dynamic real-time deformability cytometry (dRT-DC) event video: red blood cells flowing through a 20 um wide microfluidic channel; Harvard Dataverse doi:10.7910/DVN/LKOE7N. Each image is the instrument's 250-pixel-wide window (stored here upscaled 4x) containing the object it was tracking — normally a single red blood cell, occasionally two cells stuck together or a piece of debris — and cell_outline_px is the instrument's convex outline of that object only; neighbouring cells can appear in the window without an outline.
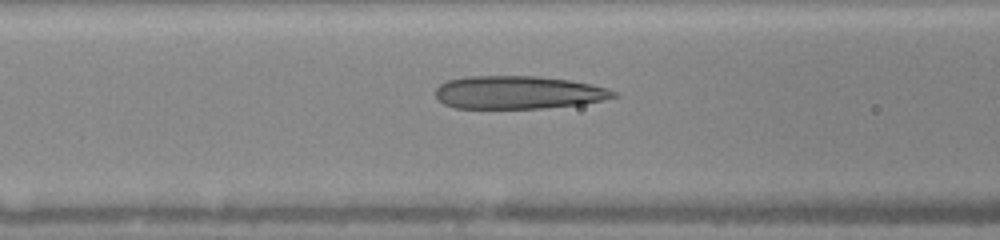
{"species": "human", "species_latin": "Homo sapiens", "temperature_condition": "warm", "stored_images_in_passage": 14, "camera_frame_rate_fps": 3000, "um_per_image_px": 0.085, "donor": {"sex": "female"}, "frame": {"image": 1, "passage_image": 12, "time_ms": 4.667, "image_size_px": [1000, 240], "cell_outline_px": [[620, 96], [580, 104], [544, 108], [456, 108], [444, 104], [436, 96], [436, 88], [440, 84], [448, 80], [468, 76], [540, 76], [568, 80], [608, 88], [616, 92]], "centroid_in_image_um": [44.04, 7.85], "position_along_channel_um": 122.6, "area_um2": 34.1}}